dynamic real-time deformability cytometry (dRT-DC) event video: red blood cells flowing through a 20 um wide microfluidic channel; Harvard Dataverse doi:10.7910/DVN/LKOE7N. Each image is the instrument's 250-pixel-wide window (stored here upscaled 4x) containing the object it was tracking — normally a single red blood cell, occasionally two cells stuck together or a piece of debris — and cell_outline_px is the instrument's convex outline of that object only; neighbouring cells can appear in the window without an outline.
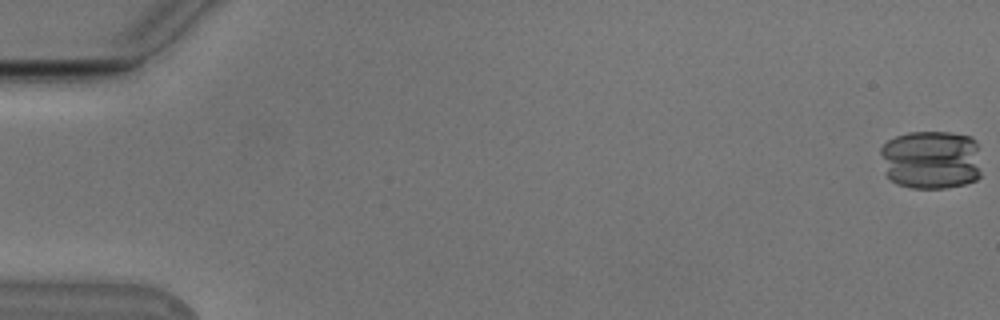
{"species": "Egyptian fruit bat (a non-hibernating species)", "species_latin": "Rousettus aegyptiacus", "temperature_condition": "cold", "stored_images_in_passage": 46, "camera_frame_rate_fps": 3000, "um_per_image_px": 0.085, "animal": {"sex": "male"}, "frame": {"image": 1, "passage_image": 1, "time_ms": 0.0, "image_size_px": [1000, 320], "cell_outline_px": [[980, 176], [976, 180], [964, 184], [948, 188], [912, 188], [896, 184], [884, 172], [880, 152], [880, 148], [888, 140], [896, 136], [908, 132], [948, 132], [972, 136], [976, 140], [980, 172]], "centroid_in_image_um": [79.13, 13.58], "position_along_channel_um": 5.9, "area_um2": 35.14}}
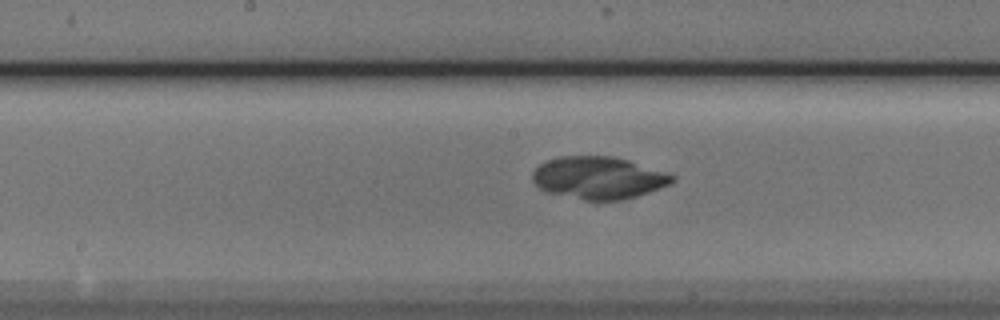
{"frame": {"image": 2, "passage_image": 29, "time_ms": 9.333, "image_size_px": [1000, 320], "cell_outline_px": [[676, 180], [668, 184], [648, 192], [636, 196], [620, 200], [584, 200], [548, 192], [540, 188], [532, 180], [532, 172], [540, 164], [548, 160], [560, 156], [612, 156], [628, 160], [676, 176]], "centroid_in_image_um": [50.85, 15.11], "position_along_channel_um": 197.4, "area_um2": 34.1}}
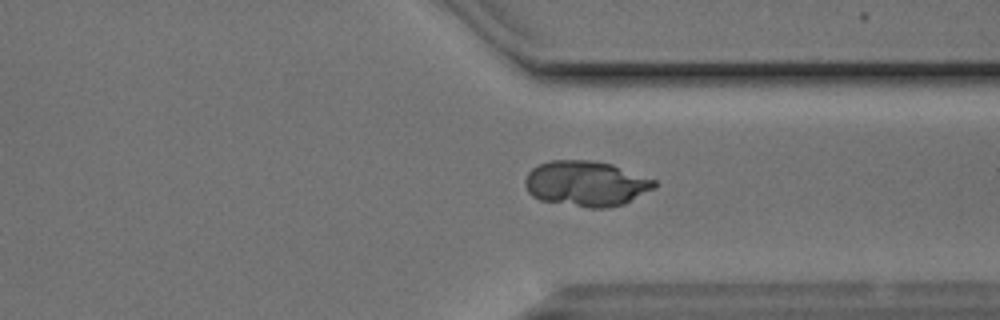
{"frame": {"image": 3, "passage_image": 42, "time_ms": 13.667, "image_size_px": [1000, 320], "cell_outline_px": [[656, 188], [624, 204], [608, 208], [588, 208], [540, 200], [532, 196], [528, 192], [524, 184], [524, 180], [528, 172], [532, 168], [540, 164], [552, 160], [592, 160], [612, 164], [656, 180]], "centroid_in_image_um": [49.82, 15.61], "position_along_channel_um": 361.6, "area_um2": 34.45}}